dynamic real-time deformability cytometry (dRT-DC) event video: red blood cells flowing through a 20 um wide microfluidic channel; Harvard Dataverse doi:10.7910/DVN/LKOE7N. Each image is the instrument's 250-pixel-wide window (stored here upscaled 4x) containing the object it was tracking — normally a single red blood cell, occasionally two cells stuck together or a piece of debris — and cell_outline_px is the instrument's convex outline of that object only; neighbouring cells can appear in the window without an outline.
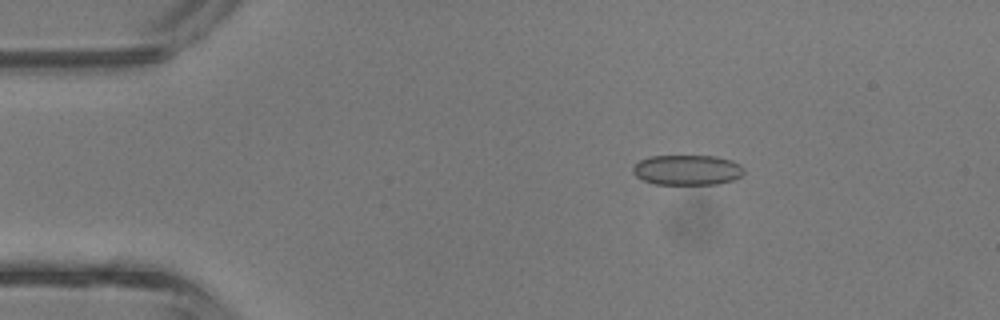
{"species": "common noctule bat (a hibernating species)", "species_latin": "Nyctalus noctula", "temperature_condition": "room temperature", "stored_images_in_passage": 4, "camera_frame_rate_fps": 3000, "um_per_image_px": 0.085, "animal": {"sex": "male", "body_mass_g": 13.3}, "frame": {"image": 1, "passage_image": 2, "time_ms": 0.333, "image_size_px": [1000, 320], "cell_outline_px": [[744, 172], [740, 176], [732, 180], [720, 184], [656, 184], [644, 180], [636, 176], [632, 172], [632, 164], [648, 156], [716, 156], [732, 160], [740, 164], [744, 168]], "centroid_in_image_um": [58.4, 14.44], "position_along_channel_um": 26.6, "area_um2": 19.71}}
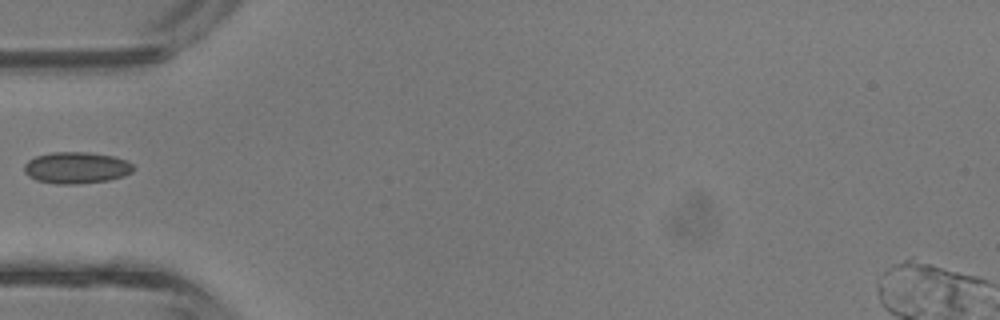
{"frame": {"image": 2, "passage_image": 4, "time_ms": 1.0, "image_size_px": [1000, 320], "cell_outline_px": [[136, 168], [132, 172], [124, 176], [108, 180], [76, 184], [56, 184], [36, 180], [28, 176], [24, 172], [24, 164], [28, 160], [36, 156], [52, 152], [88, 152], [112, 156], [124, 160], [132, 164]], "centroid_in_image_um": [6.47, 14.26], "position_along_channel_um": 78.5, "area_um2": 20.11}}